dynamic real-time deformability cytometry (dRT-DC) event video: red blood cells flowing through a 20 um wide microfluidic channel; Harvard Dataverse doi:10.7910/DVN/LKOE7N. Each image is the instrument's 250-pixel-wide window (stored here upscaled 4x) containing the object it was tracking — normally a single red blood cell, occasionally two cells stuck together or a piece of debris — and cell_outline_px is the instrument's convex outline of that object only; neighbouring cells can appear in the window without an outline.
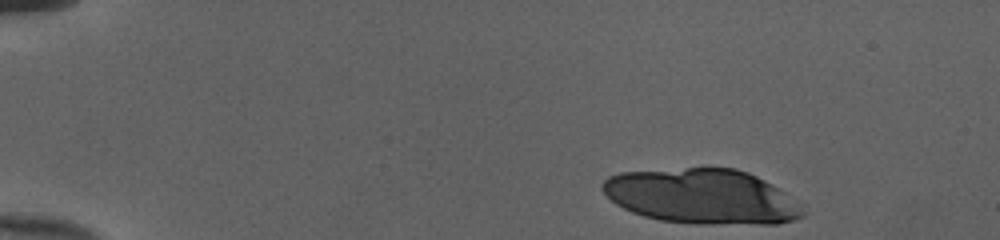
{"species": "human", "species_latin": "Homo sapiens", "temperature_condition": "cold", "stored_images_in_passage": 15, "camera_frame_rate_fps": 3000, "um_per_image_px": 0.085, "donor": {"sex": "female"}, "frame": {"image": 1, "passage_image": 1, "time_ms": 0.0, "image_size_px": [1000, 240], "cell_outline_px": [[804, 216], [792, 220], [776, 224], [696, 224], [660, 220], [644, 216], [632, 212], [616, 204], [600, 188], [600, 184], [608, 176], [620, 172], [704, 164], [736, 168], [748, 172], [780, 188], [804, 212]], "centroid_in_image_um": [59.6, 16.64], "position_along_channel_um": 25.4, "area_um2": 65.37}}